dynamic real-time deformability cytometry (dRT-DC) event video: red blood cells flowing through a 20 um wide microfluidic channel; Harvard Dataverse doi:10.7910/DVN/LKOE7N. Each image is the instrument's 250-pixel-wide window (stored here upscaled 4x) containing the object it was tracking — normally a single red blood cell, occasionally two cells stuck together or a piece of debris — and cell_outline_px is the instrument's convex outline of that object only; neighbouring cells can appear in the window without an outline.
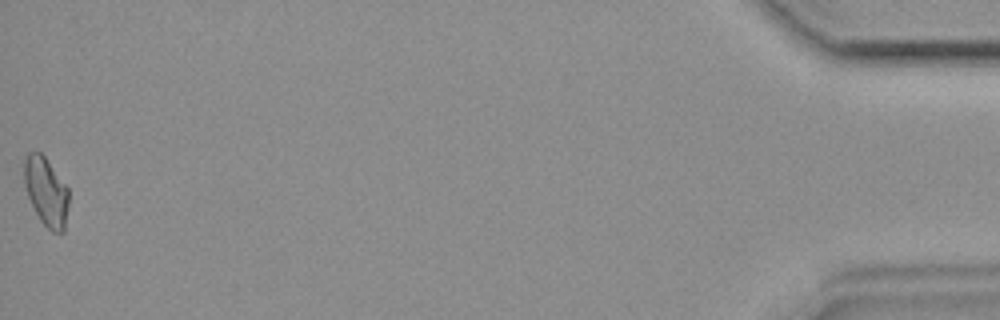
{"species": "common noctule bat (a hibernating species)", "species_latin": "Nyctalus noctula", "temperature_condition": "room temperature", "stored_images_in_passage": 34, "camera_frame_rate_fps": 3000, "um_per_image_px": 0.085, "animal": {"sex": "female", "body_mass_g": 19.9}, "frame": {"image": 1, "passage_image": 34, "time_ms": 11.0, "image_size_px": [1000, 320], "cell_outline_px": [[68, 204], [64, 232], [52, 232], [40, 220], [28, 196], [24, 184], [24, 160], [28, 152], [40, 152], [44, 156], [68, 188]], "centroid_in_image_um": [3.91, 16.29], "position_along_channel_um": 431.3, "area_um2": 17.57}}